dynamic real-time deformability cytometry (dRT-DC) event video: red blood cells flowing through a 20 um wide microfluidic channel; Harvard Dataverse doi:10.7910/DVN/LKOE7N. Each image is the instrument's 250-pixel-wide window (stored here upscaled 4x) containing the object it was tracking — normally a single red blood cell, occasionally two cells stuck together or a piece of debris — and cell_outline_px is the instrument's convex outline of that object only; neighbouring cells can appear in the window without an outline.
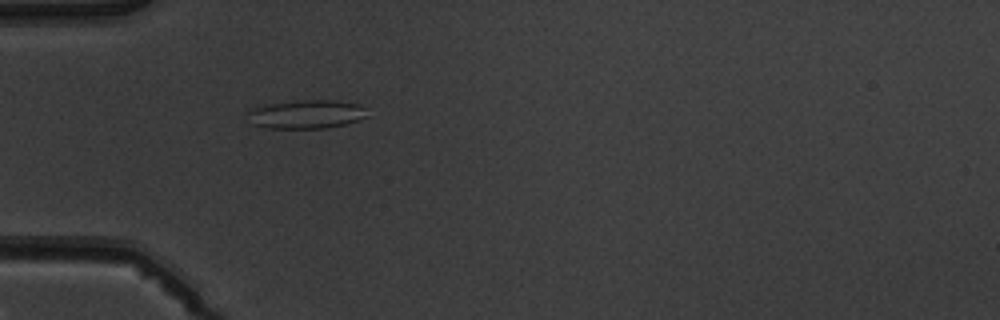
{"species": "common noctule bat (a hibernating species)", "species_latin": "Nyctalus noctula", "temperature_condition": "warm", "stored_images_in_passage": 5, "camera_frame_rate_fps": 3000, "um_per_image_px": 0.085, "animal": {"sex": "male", "body_mass_g": 19.5, "forearm_length_mm": 54.6}, "frame": {"image": 1, "passage_image": 5, "time_ms": 4.667, "image_size_px": [1000, 320], "cell_outline_px": [[368, 116], [360, 120], [344, 124], [324, 128], [268, 128], [252, 124], [244, 112], [252, 108], [268, 104], [304, 100], [332, 100], [360, 104], [364, 108]], "centroid_in_image_um": [26.01, 9.71], "position_along_channel_um": 59.0, "area_um2": 20.0}}